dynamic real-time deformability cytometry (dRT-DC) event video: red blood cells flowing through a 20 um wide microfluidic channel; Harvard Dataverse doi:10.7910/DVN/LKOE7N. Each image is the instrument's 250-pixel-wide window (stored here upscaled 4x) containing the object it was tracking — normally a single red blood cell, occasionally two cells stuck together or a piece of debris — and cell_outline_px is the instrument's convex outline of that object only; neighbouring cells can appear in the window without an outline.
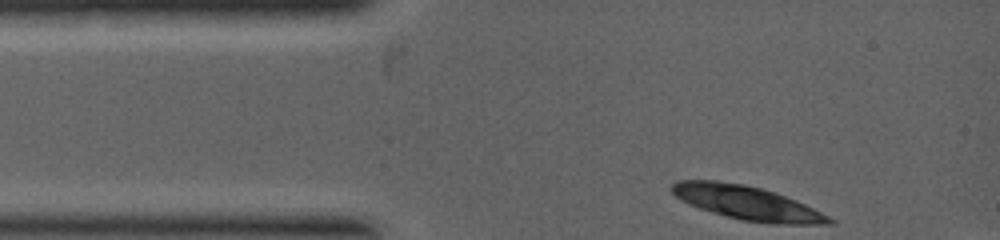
{"species": "common noctule bat (a hibernating species)", "species_latin": "Nyctalus noctula", "temperature_condition": "warm", "stored_images_in_passage": 3, "camera_frame_rate_fps": 5000, "um_per_image_px": 0.085, "animal": {"sex": "female", "body_mass_g": 19.0, "forearm_length_mm": 53.3}, "frame": {"image": 1, "passage_image": 1, "time_ms": 0.0, "image_size_px": [1000, 240], "cell_outline_px": [[836, 224], [768, 224], [744, 220], [712, 212], [688, 204], [680, 200], [668, 188], [676, 180], [716, 180], [744, 184], [760, 188], [796, 200], [836, 220]], "centroid_in_image_um": [63.46, 17.24], "position_along_channel_um": 21.5, "area_um2": 30.92}}